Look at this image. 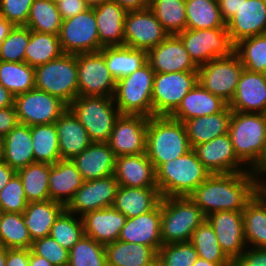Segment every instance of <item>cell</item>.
Masks as SVG:
<instances>
[{"label":"cell","mask_w":266,"mask_h":266,"mask_svg":"<svg viewBox=\"0 0 266 266\" xmlns=\"http://www.w3.org/2000/svg\"><path fill=\"white\" fill-rule=\"evenodd\" d=\"M263 183L252 170L211 174L188 197L206 217L217 211L242 212Z\"/></svg>","instance_id":"1"},{"label":"cell","mask_w":266,"mask_h":266,"mask_svg":"<svg viewBox=\"0 0 266 266\" xmlns=\"http://www.w3.org/2000/svg\"><path fill=\"white\" fill-rule=\"evenodd\" d=\"M79 96L113 97L116 80L100 52L77 54Z\"/></svg>","instance_id":"14"},{"label":"cell","mask_w":266,"mask_h":266,"mask_svg":"<svg viewBox=\"0 0 266 266\" xmlns=\"http://www.w3.org/2000/svg\"><path fill=\"white\" fill-rule=\"evenodd\" d=\"M2 214H3V210L0 207V220H1Z\"/></svg>","instance_id":"72"},{"label":"cell","mask_w":266,"mask_h":266,"mask_svg":"<svg viewBox=\"0 0 266 266\" xmlns=\"http://www.w3.org/2000/svg\"><path fill=\"white\" fill-rule=\"evenodd\" d=\"M232 111L266 114V74L243 69L235 95L228 104Z\"/></svg>","instance_id":"22"},{"label":"cell","mask_w":266,"mask_h":266,"mask_svg":"<svg viewBox=\"0 0 266 266\" xmlns=\"http://www.w3.org/2000/svg\"><path fill=\"white\" fill-rule=\"evenodd\" d=\"M35 68L25 62L0 60V84L14 96L35 89Z\"/></svg>","instance_id":"41"},{"label":"cell","mask_w":266,"mask_h":266,"mask_svg":"<svg viewBox=\"0 0 266 266\" xmlns=\"http://www.w3.org/2000/svg\"><path fill=\"white\" fill-rule=\"evenodd\" d=\"M32 239L22 213L3 212L0 220V246L6 249H30Z\"/></svg>","instance_id":"44"},{"label":"cell","mask_w":266,"mask_h":266,"mask_svg":"<svg viewBox=\"0 0 266 266\" xmlns=\"http://www.w3.org/2000/svg\"><path fill=\"white\" fill-rule=\"evenodd\" d=\"M234 52L245 69L266 74V34L239 41L234 45Z\"/></svg>","instance_id":"46"},{"label":"cell","mask_w":266,"mask_h":266,"mask_svg":"<svg viewBox=\"0 0 266 266\" xmlns=\"http://www.w3.org/2000/svg\"><path fill=\"white\" fill-rule=\"evenodd\" d=\"M148 121L143 115L119 116L107 142L116 157L146 153Z\"/></svg>","instance_id":"16"},{"label":"cell","mask_w":266,"mask_h":266,"mask_svg":"<svg viewBox=\"0 0 266 266\" xmlns=\"http://www.w3.org/2000/svg\"><path fill=\"white\" fill-rule=\"evenodd\" d=\"M14 107L20 124L35 126L55 123L68 105L56 96L32 89L14 96Z\"/></svg>","instance_id":"13"},{"label":"cell","mask_w":266,"mask_h":266,"mask_svg":"<svg viewBox=\"0 0 266 266\" xmlns=\"http://www.w3.org/2000/svg\"><path fill=\"white\" fill-rule=\"evenodd\" d=\"M114 176L119 186L158 188L156 170L146 153L116 157Z\"/></svg>","instance_id":"24"},{"label":"cell","mask_w":266,"mask_h":266,"mask_svg":"<svg viewBox=\"0 0 266 266\" xmlns=\"http://www.w3.org/2000/svg\"><path fill=\"white\" fill-rule=\"evenodd\" d=\"M149 9L169 35L186 29L185 0H150Z\"/></svg>","instance_id":"45"},{"label":"cell","mask_w":266,"mask_h":266,"mask_svg":"<svg viewBox=\"0 0 266 266\" xmlns=\"http://www.w3.org/2000/svg\"><path fill=\"white\" fill-rule=\"evenodd\" d=\"M35 89L56 96L68 106L79 96L77 54H62L35 67Z\"/></svg>","instance_id":"7"},{"label":"cell","mask_w":266,"mask_h":266,"mask_svg":"<svg viewBox=\"0 0 266 266\" xmlns=\"http://www.w3.org/2000/svg\"><path fill=\"white\" fill-rule=\"evenodd\" d=\"M14 106V95L0 84V108Z\"/></svg>","instance_id":"62"},{"label":"cell","mask_w":266,"mask_h":266,"mask_svg":"<svg viewBox=\"0 0 266 266\" xmlns=\"http://www.w3.org/2000/svg\"><path fill=\"white\" fill-rule=\"evenodd\" d=\"M109 0H84L89 8H94Z\"/></svg>","instance_id":"69"},{"label":"cell","mask_w":266,"mask_h":266,"mask_svg":"<svg viewBox=\"0 0 266 266\" xmlns=\"http://www.w3.org/2000/svg\"><path fill=\"white\" fill-rule=\"evenodd\" d=\"M52 164L34 162L17 171L20 176L27 202L50 200L49 175Z\"/></svg>","instance_id":"39"},{"label":"cell","mask_w":266,"mask_h":266,"mask_svg":"<svg viewBox=\"0 0 266 266\" xmlns=\"http://www.w3.org/2000/svg\"><path fill=\"white\" fill-rule=\"evenodd\" d=\"M30 249H6L5 266H29Z\"/></svg>","instance_id":"58"},{"label":"cell","mask_w":266,"mask_h":266,"mask_svg":"<svg viewBox=\"0 0 266 266\" xmlns=\"http://www.w3.org/2000/svg\"><path fill=\"white\" fill-rule=\"evenodd\" d=\"M205 220L202 210L188 196L161 198L163 244L190 242L194 230Z\"/></svg>","instance_id":"5"},{"label":"cell","mask_w":266,"mask_h":266,"mask_svg":"<svg viewBox=\"0 0 266 266\" xmlns=\"http://www.w3.org/2000/svg\"><path fill=\"white\" fill-rule=\"evenodd\" d=\"M55 4H57L58 2L60 1H63V0H52Z\"/></svg>","instance_id":"73"},{"label":"cell","mask_w":266,"mask_h":266,"mask_svg":"<svg viewBox=\"0 0 266 266\" xmlns=\"http://www.w3.org/2000/svg\"><path fill=\"white\" fill-rule=\"evenodd\" d=\"M62 18L52 0H34L26 27L35 32L59 35Z\"/></svg>","instance_id":"43"},{"label":"cell","mask_w":266,"mask_h":266,"mask_svg":"<svg viewBox=\"0 0 266 266\" xmlns=\"http://www.w3.org/2000/svg\"><path fill=\"white\" fill-rule=\"evenodd\" d=\"M107 266H147L158 254L152 247L117 240L105 245Z\"/></svg>","instance_id":"36"},{"label":"cell","mask_w":266,"mask_h":266,"mask_svg":"<svg viewBox=\"0 0 266 266\" xmlns=\"http://www.w3.org/2000/svg\"><path fill=\"white\" fill-rule=\"evenodd\" d=\"M64 210V205L52 200L28 203L22 214L32 241L49 236L55 220Z\"/></svg>","instance_id":"35"},{"label":"cell","mask_w":266,"mask_h":266,"mask_svg":"<svg viewBox=\"0 0 266 266\" xmlns=\"http://www.w3.org/2000/svg\"><path fill=\"white\" fill-rule=\"evenodd\" d=\"M193 266H233V263H212L199 257Z\"/></svg>","instance_id":"66"},{"label":"cell","mask_w":266,"mask_h":266,"mask_svg":"<svg viewBox=\"0 0 266 266\" xmlns=\"http://www.w3.org/2000/svg\"><path fill=\"white\" fill-rule=\"evenodd\" d=\"M30 250L34 254L46 258L54 266L68 265L69 251L61 247L50 236L34 240Z\"/></svg>","instance_id":"53"},{"label":"cell","mask_w":266,"mask_h":266,"mask_svg":"<svg viewBox=\"0 0 266 266\" xmlns=\"http://www.w3.org/2000/svg\"><path fill=\"white\" fill-rule=\"evenodd\" d=\"M29 266H54V265L52 263H50L46 258L40 257V256L34 254L30 250Z\"/></svg>","instance_id":"64"},{"label":"cell","mask_w":266,"mask_h":266,"mask_svg":"<svg viewBox=\"0 0 266 266\" xmlns=\"http://www.w3.org/2000/svg\"><path fill=\"white\" fill-rule=\"evenodd\" d=\"M59 40L63 53L80 54L100 51L97 22L93 8L62 20Z\"/></svg>","instance_id":"12"},{"label":"cell","mask_w":266,"mask_h":266,"mask_svg":"<svg viewBox=\"0 0 266 266\" xmlns=\"http://www.w3.org/2000/svg\"><path fill=\"white\" fill-rule=\"evenodd\" d=\"M168 36V32L149 8L127 11L124 20L125 46L148 52Z\"/></svg>","instance_id":"15"},{"label":"cell","mask_w":266,"mask_h":266,"mask_svg":"<svg viewBox=\"0 0 266 266\" xmlns=\"http://www.w3.org/2000/svg\"><path fill=\"white\" fill-rule=\"evenodd\" d=\"M161 198L158 188L119 186L112 206L126 218H134L153 210Z\"/></svg>","instance_id":"32"},{"label":"cell","mask_w":266,"mask_h":266,"mask_svg":"<svg viewBox=\"0 0 266 266\" xmlns=\"http://www.w3.org/2000/svg\"><path fill=\"white\" fill-rule=\"evenodd\" d=\"M186 29L226 28L217 0H185Z\"/></svg>","instance_id":"38"},{"label":"cell","mask_w":266,"mask_h":266,"mask_svg":"<svg viewBox=\"0 0 266 266\" xmlns=\"http://www.w3.org/2000/svg\"><path fill=\"white\" fill-rule=\"evenodd\" d=\"M118 3L126 11L144 10L149 8L150 0H111Z\"/></svg>","instance_id":"60"},{"label":"cell","mask_w":266,"mask_h":266,"mask_svg":"<svg viewBox=\"0 0 266 266\" xmlns=\"http://www.w3.org/2000/svg\"><path fill=\"white\" fill-rule=\"evenodd\" d=\"M147 266H166L165 262L157 254Z\"/></svg>","instance_id":"67"},{"label":"cell","mask_w":266,"mask_h":266,"mask_svg":"<svg viewBox=\"0 0 266 266\" xmlns=\"http://www.w3.org/2000/svg\"><path fill=\"white\" fill-rule=\"evenodd\" d=\"M105 58L107 68L117 81L129 76L148 63L145 50L122 46H105L99 51Z\"/></svg>","instance_id":"34"},{"label":"cell","mask_w":266,"mask_h":266,"mask_svg":"<svg viewBox=\"0 0 266 266\" xmlns=\"http://www.w3.org/2000/svg\"><path fill=\"white\" fill-rule=\"evenodd\" d=\"M16 173L7 163L0 162V192L9 183L10 179Z\"/></svg>","instance_id":"61"},{"label":"cell","mask_w":266,"mask_h":266,"mask_svg":"<svg viewBox=\"0 0 266 266\" xmlns=\"http://www.w3.org/2000/svg\"><path fill=\"white\" fill-rule=\"evenodd\" d=\"M2 161L16 172L34 163L31 126L18 124L1 140Z\"/></svg>","instance_id":"30"},{"label":"cell","mask_w":266,"mask_h":266,"mask_svg":"<svg viewBox=\"0 0 266 266\" xmlns=\"http://www.w3.org/2000/svg\"><path fill=\"white\" fill-rule=\"evenodd\" d=\"M230 41H239L266 34V1L243 0L237 13L226 22Z\"/></svg>","instance_id":"20"},{"label":"cell","mask_w":266,"mask_h":266,"mask_svg":"<svg viewBox=\"0 0 266 266\" xmlns=\"http://www.w3.org/2000/svg\"><path fill=\"white\" fill-rule=\"evenodd\" d=\"M55 126L61 159H73L92 143L85 127L69 108L55 121Z\"/></svg>","instance_id":"31"},{"label":"cell","mask_w":266,"mask_h":266,"mask_svg":"<svg viewBox=\"0 0 266 266\" xmlns=\"http://www.w3.org/2000/svg\"><path fill=\"white\" fill-rule=\"evenodd\" d=\"M206 220L213 227L222 251L234 262L247 248L242 212L217 211Z\"/></svg>","instance_id":"19"},{"label":"cell","mask_w":266,"mask_h":266,"mask_svg":"<svg viewBox=\"0 0 266 266\" xmlns=\"http://www.w3.org/2000/svg\"><path fill=\"white\" fill-rule=\"evenodd\" d=\"M190 243L200 258L212 263H233L222 251L213 227L205 220L193 232Z\"/></svg>","instance_id":"47"},{"label":"cell","mask_w":266,"mask_h":266,"mask_svg":"<svg viewBox=\"0 0 266 266\" xmlns=\"http://www.w3.org/2000/svg\"><path fill=\"white\" fill-rule=\"evenodd\" d=\"M100 50L105 46L124 45V20L127 11L114 1L94 7Z\"/></svg>","instance_id":"27"},{"label":"cell","mask_w":266,"mask_h":266,"mask_svg":"<svg viewBox=\"0 0 266 266\" xmlns=\"http://www.w3.org/2000/svg\"><path fill=\"white\" fill-rule=\"evenodd\" d=\"M63 53L58 35L30 30V39L25 50L24 62L32 67L46 64Z\"/></svg>","instance_id":"40"},{"label":"cell","mask_w":266,"mask_h":266,"mask_svg":"<svg viewBox=\"0 0 266 266\" xmlns=\"http://www.w3.org/2000/svg\"><path fill=\"white\" fill-rule=\"evenodd\" d=\"M233 266H266V248L247 247Z\"/></svg>","instance_id":"55"},{"label":"cell","mask_w":266,"mask_h":266,"mask_svg":"<svg viewBox=\"0 0 266 266\" xmlns=\"http://www.w3.org/2000/svg\"><path fill=\"white\" fill-rule=\"evenodd\" d=\"M6 262V248L0 246V266H5Z\"/></svg>","instance_id":"70"},{"label":"cell","mask_w":266,"mask_h":266,"mask_svg":"<svg viewBox=\"0 0 266 266\" xmlns=\"http://www.w3.org/2000/svg\"><path fill=\"white\" fill-rule=\"evenodd\" d=\"M34 0H0V16L14 26H26Z\"/></svg>","instance_id":"54"},{"label":"cell","mask_w":266,"mask_h":266,"mask_svg":"<svg viewBox=\"0 0 266 266\" xmlns=\"http://www.w3.org/2000/svg\"><path fill=\"white\" fill-rule=\"evenodd\" d=\"M222 18L227 22L239 10L243 0H217Z\"/></svg>","instance_id":"59"},{"label":"cell","mask_w":266,"mask_h":266,"mask_svg":"<svg viewBox=\"0 0 266 266\" xmlns=\"http://www.w3.org/2000/svg\"><path fill=\"white\" fill-rule=\"evenodd\" d=\"M72 161L84 181L114 175L116 156L107 142H92Z\"/></svg>","instance_id":"25"},{"label":"cell","mask_w":266,"mask_h":266,"mask_svg":"<svg viewBox=\"0 0 266 266\" xmlns=\"http://www.w3.org/2000/svg\"><path fill=\"white\" fill-rule=\"evenodd\" d=\"M57 7L62 20L72 18L89 8L84 0H63L57 3Z\"/></svg>","instance_id":"56"},{"label":"cell","mask_w":266,"mask_h":266,"mask_svg":"<svg viewBox=\"0 0 266 266\" xmlns=\"http://www.w3.org/2000/svg\"><path fill=\"white\" fill-rule=\"evenodd\" d=\"M228 134L237 158L254 171L266 150V114L233 111Z\"/></svg>","instance_id":"2"},{"label":"cell","mask_w":266,"mask_h":266,"mask_svg":"<svg viewBox=\"0 0 266 266\" xmlns=\"http://www.w3.org/2000/svg\"><path fill=\"white\" fill-rule=\"evenodd\" d=\"M126 217L113 206L94 210L82 216L84 235L107 245L118 240Z\"/></svg>","instance_id":"26"},{"label":"cell","mask_w":266,"mask_h":266,"mask_svg":"<svg viewBox=\"0 0 266 266\" xmlns=\"http://www.w3.org/2000/svg\"><path fill=\"white\" fill-rule=\"evenodd\" d=\"M84 180L72 159H61L52 164L49 175L50 200L65 207L80 189Z\"/></svg>","instance_id":"28"},{"label":"cell","mask_w":266,"mask_h":266,"mask_svg":"<svg viewBox=\"0 0 266 266\" xmlns=\"http://www.w3.org/2000/svg\"><path fill=\"white\" fill-rule=\"evenodd\" d=\"M49 236L56 240L61 247L70 251L84 236L82 217L65 209L55 220Z\"/></svg>","instance_id":"48"},{"label":"cell","mask_w":266,"mask_h":266,"mask_svg":"<svg viewBox=\"0 0 266 266\" xmlns=\"http://www.w3.org/2000/svg\"><path fill=\"white\" fill-rule=\"evenodd\" d=\"M266 203V182H264L256 193Z\"/></svg>","instance_id":"68"},{"label":"cell","mask_w":266,"mask_h":266,"mask_svg":"<svg viewBox=\"0 0 266 266\" xmlns=\"http://www.w3.org/2000/svg\"><path fill=\"white\" fill-rule=\"evenodd\" d=\"M67 266H107L105 245L84 235L69 251Z\"/></svg>","instance_id":"49"},{"label":"cell","mask_w":266,"mask_h":266,"mask_svg":"<svg viewBox=\"0 0 266 266\" xmlns=\"http://www.w3.org/2000/svg\"><path fill=\"white\" fill-rule=\"evenodd\" d=\"M35 162L54 164L61 160L55 123L31 126Z\"/></svg>","instance_id":"42"},{"label":"cell","mask_w":266,"mask_h":266,"mask_svg":"<svg viewBox=\"0 0 266 266\" xmlns=\"http://www.w3.org/2000/svg\"><path fill=\"white\" fill-rule=\"evenodd\" d=\"M198 83V71L155 73L153 79V116H171L183 97Z\"/></svg>","instance_id":"9"},{"label":"cell","mask_w":266,"mask_h":266,"mask_svg":"<svg viewBox=\"0 0 266 266\" xmlns=\"http://www.w3.org/2000/svg\"><path fill=\"white\" fill-rule=\"evenodd\" d=\"M244 67L235 52L198 67V83L228 104L233 99Z\"/></svg>","instance_id":"11"},{"label":"cell","mask_w":266,"mask_h":266,"mask_svg":"<svg viewBox=\"0 0 266 266\" xmlns=\"http://www.w3.org/2000/svg\"><path fill=\"white\" fill-rule=\"evenodd\" d=\"M2 161V146H1V141H0V162Z\"/></svg>","instance_id":"71"},{"label":"cell","mask_w":266,"mask_h":266,"mask_svg":"<svg viewBox=\"0 0 266 266\" xmlns=\"http://www.w3.org/2000/svg\"><path fill=\"white\" fill-rule=\"evenodd\" d=\"M19 124L14 106L0 108V140Z\"/></svg>","instance_id":"57"},{"label":"cell","mask_w":266,"mask_h":266,"mask_svg":"<svg viewBox=\"0 0 266 266\" xmlns=\"http://www.w3.org/2000/svg\"><path fill=\"white\" fill-rule=\"evenodd\" d=\"M192 150L183 122L170 116L149 117L146 154L156 170Z\"/></svg>","instance_id":"3"},{"label":"cell","mask_w":266,"mask_h":266,"mask_svg":"<svg viewBox=\"0 0 266 266\" xmlns=\"http://www.w3.org/2000/svg\"><path fill=\"white\" fill-rule=\"evenodd\" d=\"M148 63L155 73L197 71L185 46L177 35H169L147 52Z\"/></svg>","instance_id":"21"},{"label":"cell","mask_w":266,"mask_h":266,"mask_svg":"<svg viewBox=\"0 0 266 266\" xmlns=\"http://www.w3.org/2000/svg\"><path fill=\"white\" fill-rule=\"evenodd\" d=\"M118 240L149 246L158 253L163 245L161 239V201L148 213L127 218Z\"/></svg>","instance_id":"23"},{"label":"cell","mask_w":266,"mask_h":266,"mask_svg":"<svg viewBox=\"0 0 266 266\" xmlns=\"http://www.w3.org/2000/svg\"><path fill=\"white\" fill-rule=\"evenodd\" d=\"M158 255L166 266H193L199 258L195 247L190 242L163 244Z\"/></svg>","instance_id":"52"},{"label":"cell","mask_w":266,"mask_h":266,"mask_svg":"<svg viewBox=\"0 0 266 266\" xmlns=\"http://www.w3.org/2000/svg\"><path fill=\"white\" fill-rule=\"evenodd\" d=\"M119 183L114 175L84 181L65 209L79 217L86 213L110 207L116 197Z\"/></svg>","instance_id":"17"},{"label":"cell","mask_w":266,"mask_h":266,"mask_svg":"<svg viewBox=\"0 0 266 266\" xmlns=\"http://www.w3.org/2000/svg\"><path fill=\"white\" fill-rule=\"evenodd\" d=\"M30 39V29L14 26L0 45V60L4 62H24L25 50Z\"/></svg>","instance_id":"50"},{"label":"cell","mask_w":266,"mask_h":266,"mask_svg":"<svg viewBox=\"0 0 266 266\" xmlns=\"http://www.w3.org/2000/svg\"><path fill=\"white\" fill-rule=\"evenodd\" d=\"M254 172L263 182H266V150L260 165L254 170Z\"/></svg>","instance_id":"65"},{"label":"cell","mask_w":266,"mask_h":266,"mask_svg":"<svg viewBox=\"0 0 266 266\" xmlns=\"http://www.w3.org/2000/svg\"><path fill=\"white\" fill-rule=\"evenodd\" d=\"M154 74V70L147 63L129 76L116 81L113 99L121 114L153 116Z\"/></svg>","instance_id":"8"},{"label":"cell","mask_w":266,"mask_h":266,"mask_svg":"<svg viewBox=\"0 0 266 266\" xmlns=\"http://www.w3.org/2000/svg\"><path fill=\"white\" fill-rule=\"evenodd\" d=\"M177 36L197 67L215 58L227 57L234 52V45L226 28L185 29Z\"/></svg>","instance_id":"10"},{"label":"cell","mask_w":266,"mask_h":266,"mask_svg":"<svg viewBox=\"0 0 266 266\" xmlns=\"http://www.w3.org/2000/svg\"><path fill=\"white\" fill-rule=\"evenodd\" d=\"M13 28L14 25L11 22L0 16V45Z\"/></svg>","instance_id":"63"},{"label":"cell","mask_w":266,"mask_h":266,"mask_svg":"<svg viewBox=\"0 0 266 266\" xmlns=\"http://www.w3.org/2000/svg\"><path fill=\"white\" fill-rule=\"evenodd\" d=\"M210 175L191 150L181 157L161 164L156 169V184L162 198L187 197Z\"/></svg>","instance_id":"4"},{"label":"cell","mask_w":266,"mask_h":266,"mask_svg":"<svg viewBox=\"0 0 266 266\" xmlns=\"http://www.w3.org/2000/svg\"><path fill=\"white\" fill-rule=\"evenodd\" d=\"M68 108L85 127L92 142H108L121 115L113 97L78 96Z\"/></svg>","instance_id":"6"},{"label":"cell","mask_w":266,"mask_h":266,"mask_svg":"<svg viewBox=\"0 0 266 266\" xmlns=\"http://www.w3.org/2000/svg\"><path fill=\"white\" fill-rule=\"evenodd\" d=\"M228 106L219 96L212 94L197 83L182 99L177 110L170 116L184 122L200 116H207L223 111Z\"/></svg>","instance_id":"29"},{"label":"cell","mask_w":266,"mask_h":266,"mask_svg":"<svg viewBox=\"0 0 266 266\" xmlns=\"http://www.w3.org/2000/svg\"><path fill=\"white\" fill-rule=\"evenodd\" d=\"M198 160L211 174H230L250 171L236 156L229 134L194 146Z\"/></svg>","instance_id":"18"},{"label":"cell","mask_w":266,"mask_h":266,"mask_svg":"<svg viewBox=\"0 0 266 266\" xmlns=\"http://www.w3.org/2000/svg\"><path fill=\"white\" fill-rule=\"evenodd\" d=\"M27 206L23 183L16 172L0 192V207L3 212L23 213Z\"/></svg>","instance_id":"51"},{"label":"cell","mask_w":266,"mask_h":266,"mask_svg":"<svg viewBox=\"0 0 266 266\" xmlns=\"http://www.w3.org/2000/svg\"><path fill=\"white\" fill-rule=\"evenodd\" d=\"M232 110L227 106L223 111L200 116L183 122L191 147L228 134Z\"/></svg>","instance_id":"33"},{"label":"cell","mask_w":266,"mask_h":266,"mask_svg":"<svg viewBox=\"0 0 266 266\" xmlns=\"http://www.w3.org/2000/svg\"><path fill=\"white\" fill-rule=\"evenodd\" d=\"M242 214L247 247L266 248V203L255 194Z\"/></svg>","instance_id":"37"}]
</instances>
